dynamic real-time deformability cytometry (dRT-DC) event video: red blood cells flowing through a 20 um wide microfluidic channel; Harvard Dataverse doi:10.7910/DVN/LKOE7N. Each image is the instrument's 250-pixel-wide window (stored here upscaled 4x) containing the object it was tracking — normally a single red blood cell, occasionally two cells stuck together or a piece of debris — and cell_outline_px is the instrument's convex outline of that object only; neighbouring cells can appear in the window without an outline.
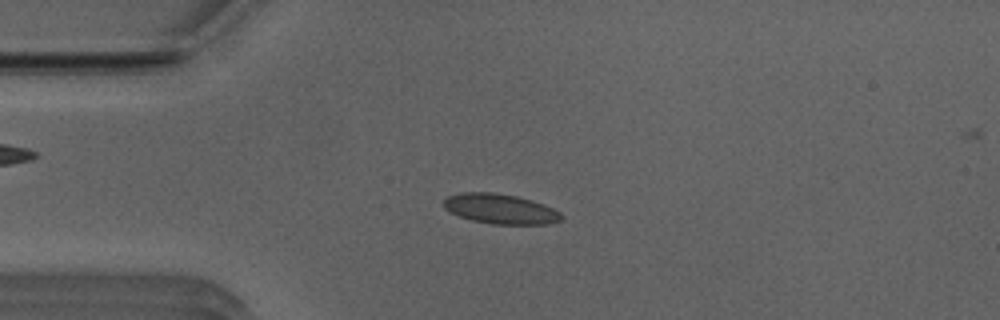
{"species": "Egyptian fruit bat (a non-hibernating species)", "species_latin": "Rousettus aegyptiacus", "temperature_condition": "room temperature", "stored_images_in_passage": 48, "camera_frame_rate_fps": 3000, "um_per_image_px": 0.085, "animal": {"sex": "male"}, "frame": {"image": 1, "passage_image": 8, "time_ms": 2.333, "image_size_px": [1000, 320], "cell_outline_px": [[564, 216], [560, 220], [548, 224], [492, 224], [472, 220], [460, 216], [444, 208], [444, 200], [448, 196], [460, 192], [492, 192], [516, 196], [532, 200], [544, 204], [560, 212]], "centroid_in_image_um": [42.54, 17.75], "position_along_channel_um": 42.5, "area_um2": 20.46}}
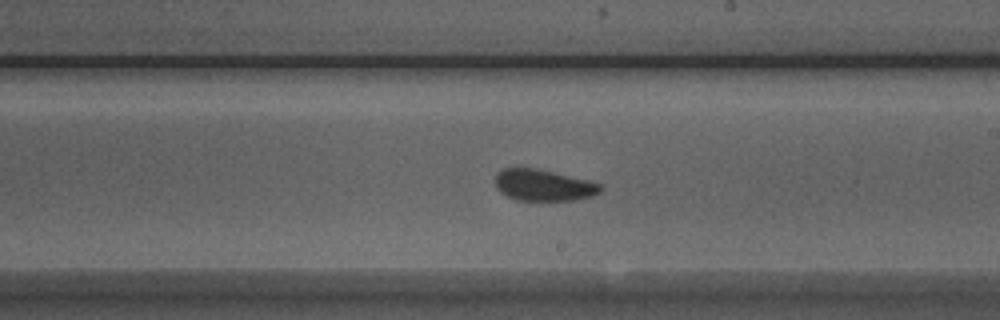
{"frame": {"image": 2, "passage_image": 25, "time_ms": 8.0, "image_size_px": [1000, 320], "cell_outline_px": [[604, 188], [600, 192], [592, 196], [572, 200], [516, 200], [500, 192], [496, 188], [496, 172], [504, 168], [536, 168], [588, 180], [600, 184]], "centroid_in_image_um": [46.19, 15.74], "position_along_channel_um": 242.8, "area_um2": 19.19}}
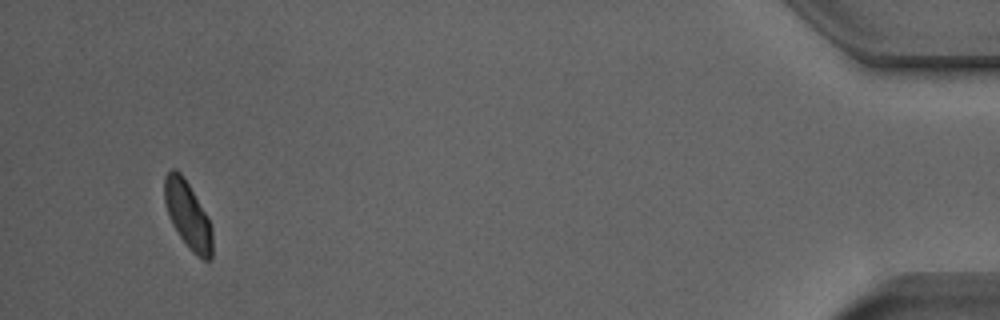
{"frame": {"image": 3, "passage_image": 45, "time_ms": 14.667, "image_size_px": [1000, 320], "cell_outline_px": [[212, 260], [204, 260], [196, 256], [192, 252], [180, 236], [172, 224], [164, 200], [164, 176], [172, 168], [180, 172], [184, 176], [208, 216], [212, 228]], "centroid_in_image_um": [15.98, 18.27], "position_along_channel_um": 419.2, "area_um2": 18.79}, "authors_computed_cell_mechanics": {"area_um2": 19.4786, "velocity_mm_per_s": 3.8854, "shape_relaxation_time_tau1_ms": null, "shape_relaxation_time_tau2_ms": 1.3493, "deformation_change_tau1": null, "deformation_change_tau2": 0.0602}}